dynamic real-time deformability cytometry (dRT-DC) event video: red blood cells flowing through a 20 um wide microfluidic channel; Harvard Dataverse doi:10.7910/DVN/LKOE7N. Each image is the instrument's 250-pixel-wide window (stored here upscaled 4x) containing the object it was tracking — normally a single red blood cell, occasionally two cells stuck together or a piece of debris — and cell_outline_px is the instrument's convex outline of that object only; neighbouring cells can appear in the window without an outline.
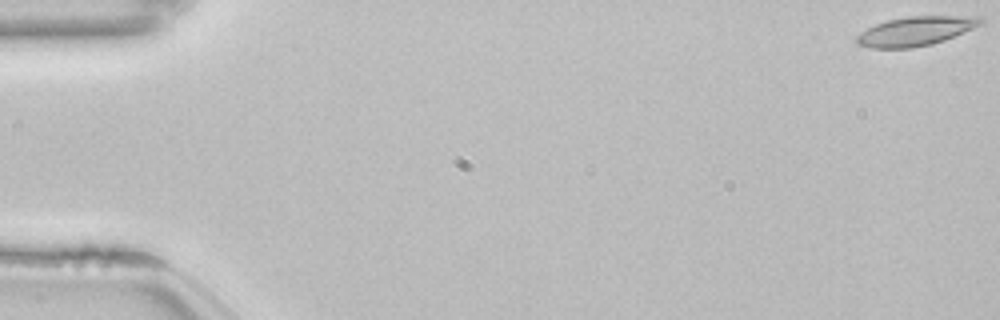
{"species": "common noctule bat (a hibernating species)", "species_latin": "Nyctalus noctula", "temperature_condition": "room temperature", "stored_images_in_passage": 54, "camera_frame_rate_fps": 3000, "um_per_image_px": 0.085, "animal": {"sex": "female", "body_mass_g": 22.7, "forearm_length_mm": 54.2}, "frame": {"image": 1, "passage_image": 1, "time_ms": 0.0, "image_size_px": [1000, 320], "cell_outline_px": [[984, 24], [944, 40], [932, 44], [912, 48], [872, 48], [856, 44], [856, 36], [860, 32], [876, 24], [888, 20], [908, 16], [980, 16], [984, 20]], "centroid_in_image_um": [77.85, 2.64], "position_along_channel_um": 7.1, "area_um2": 21.15}}
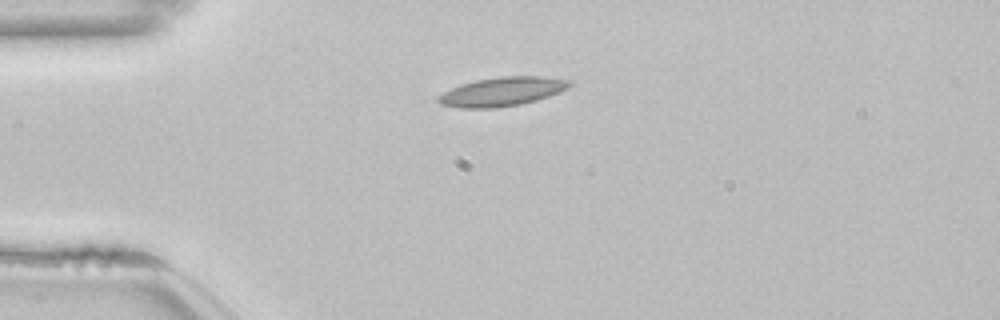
{"frame": {"image": 2, "passage_image": 14, "time_ms": 4.333, "image_size_px": [1000, 320], "cell_outline_px": [[572, 84], [568, 88], [548, 96], [536, 100], [520, 104], [496, 108], [460, 108], [440, 104], [436, 100], [436, 96], [460, 84], [476, 80], [500, 76], [544, 76], [572, 80]], "centroid_in_image_um": [42.67, 7.78], "position_along_channel_um": 42.3, "area_um2": 22.25}}
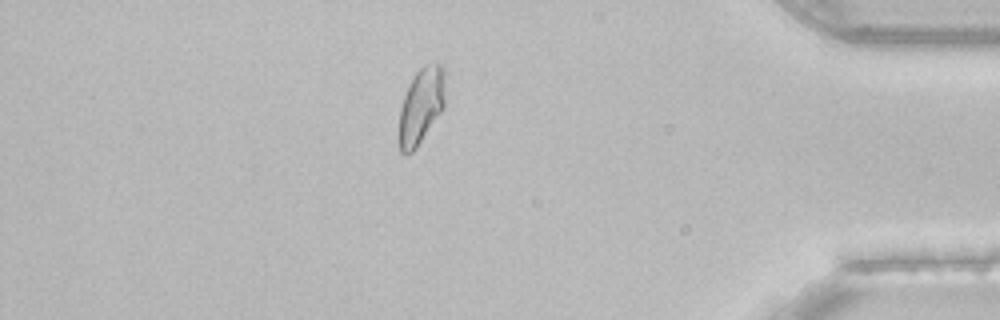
{"frame": {"image": 3, "passage_image": 47, "time_ms": 15.333, "image_size_px": [1000, 320], "cell_outline_px": [[444, 108], [416, 148], [412, 152], [404, 156], [400, 152], [396, 136], [400, 108], [404, 96], [416, 72], [424, 64], [444, 64]], "centroid_in_image_um": [35.75, 9.07], "position_along_channel_um": 399.4, "area_um2": 20.81}, "authors_computed_cell_mechanics": {"area_um2": 20.519, "velocity_mm_per_s": 3.825, "shape_relaxation_time_tau1_ms": null, "shape_relaxation_time_tau2_ms": 2.0962, "deformation_change_tau1": null, "deformation_change_tau2": 0.0832}}